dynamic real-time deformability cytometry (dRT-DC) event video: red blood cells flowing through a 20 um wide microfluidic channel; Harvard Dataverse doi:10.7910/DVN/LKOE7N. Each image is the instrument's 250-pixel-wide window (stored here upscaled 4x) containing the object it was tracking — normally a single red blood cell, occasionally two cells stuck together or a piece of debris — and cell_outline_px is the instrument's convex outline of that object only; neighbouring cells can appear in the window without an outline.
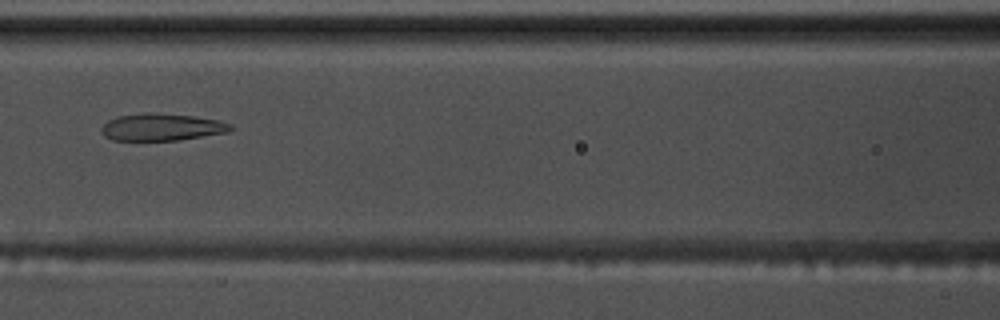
{"species": "common noctule bat (a hibernating species)", "species_latin": "Nyctalus noctula", "temperature_condition": "warm", "stored_images_in_passage": 56, "camera_frame_rate_fps": 3000, "um_per_image_px": 0.085, "animal": {"sex": "male", "body_mass_g": 17.5, "forearm_length_mm": 52.3}, "frame": {"image": 1, "passage_image": 25, "time_ms": 8.0, "image_size_px": [1000, 320], "cell_outline_px": [[232, 128], [228, 132], [176, 140], [112, 140], [104, 136], [100, 128], [108, 120], [116, 116], [148, 112], [192, 116], [220, 120], [232, 124]], "centroid_in_image_um": [13.72, 10.8], "position_along_channel_um": 152.9, "area_um2": 20.35}}
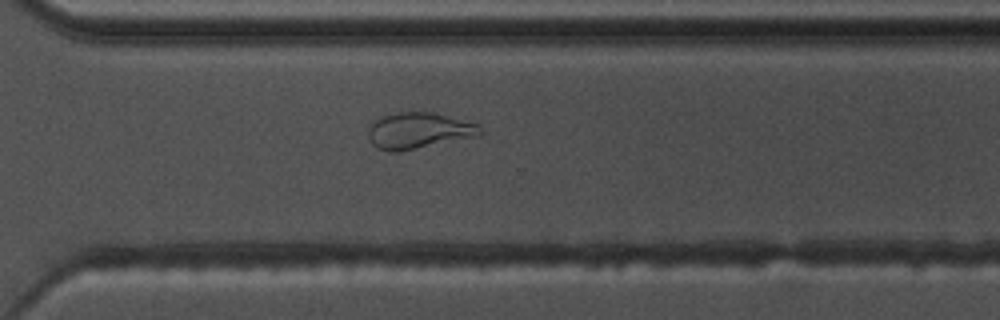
{"frame": {"image": 2, "passage_image": 40, "time_ms": 13.0, "image_size_px": [1000, 320], "cell_outline_px": [[484, 132], [480, 136], [396, 152], [388, 152], [376, 148], [372, 144], [368, 136], [368, 128], [376, 120], [384, 116], [400, 112], [432, 112], [480, 124], [484, 128]], "centroid_in_image_um": [35.64, 11.11], "position_along_channel_um": 335.0, "area_um2": 23.7}}
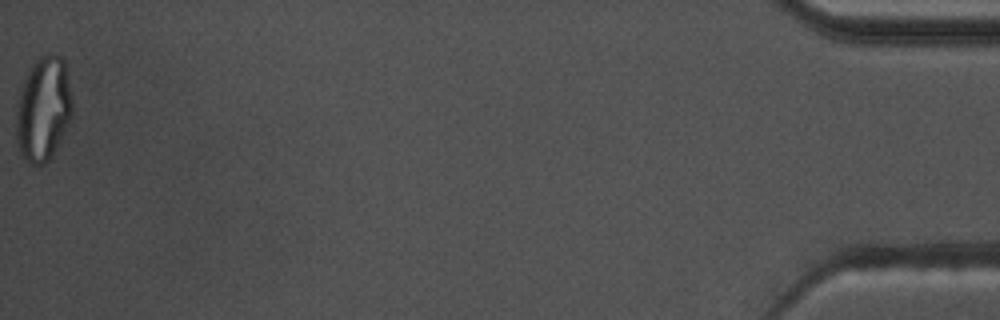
{"frame": {"image": 3, "passage_image": 56, "time_ms": 18.333, "image_size_px": [1000, 320], "cell_outline_px": [[72, 120], [60, 144], [48, 160], [44, 164], [32, 164], [24, 160], [20, 152], [16, 140], [16, 108], [20, 92], [28, 68], [40, 56], [48, 52], [56, 52], [64, 60], [72, 96]], "centroid_in_image_um": [3.7, 9.25], "position_along_channel_um": 431.5, "area_um2": 34.85}, "authors_computed_cell_mechanics": {"area_um2": 25.4609, "velocity_mm_per_s": 3.6554, "shape_relaxation_time_tau1_ms": null, "shape_relaxation_time_tau2_ms": 1.356, "deformation_change_tau1": null, "deformation_change_tau2": 0.0922}}